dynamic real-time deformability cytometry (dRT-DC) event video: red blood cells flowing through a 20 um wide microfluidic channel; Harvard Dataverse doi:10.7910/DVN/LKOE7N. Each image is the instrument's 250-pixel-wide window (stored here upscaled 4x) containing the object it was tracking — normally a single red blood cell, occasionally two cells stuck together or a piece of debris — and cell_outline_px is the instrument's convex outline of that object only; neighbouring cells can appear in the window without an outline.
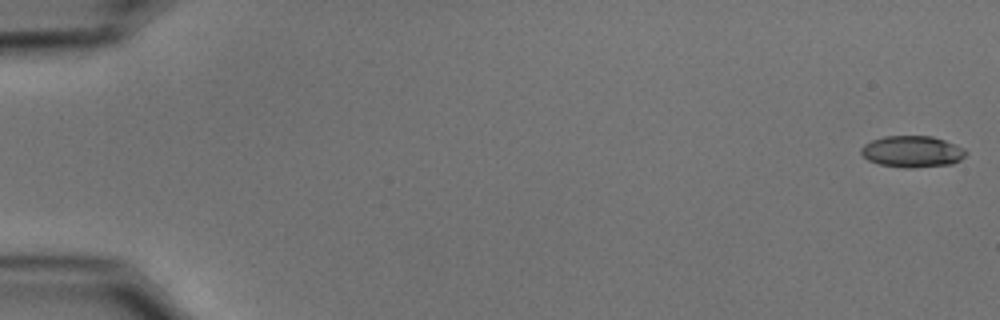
{"species": "common noctule bat (a hibernating species)", "species_latin": "Nyctalus noctula", "temperature_condition": "cold", "stored_images_in_passage": 54, "camera_frame_rate_fps": 3000, "um_per_image_px": 0.085, "animal": {"sex": "male", "body_mass_g": 15.6}, "frame": {"image": 1, "passage_image": 1, "time_ms": 0.0, "image_size_px": [1000, 320], "cell_outline_px": [[968, 152], [960, 160], [952, 164], [912, 168], [904, 168], [880, 164], [868, 160], [860, 152], [860, 148], [864, 144], [872, 140], [884, 136], [932, 136], [944, 140], [964, 148]], "centroid_in_image_um": [77.54, 12.88], "position_along_channel_um": 7.5, "area_um2": 19.25}}
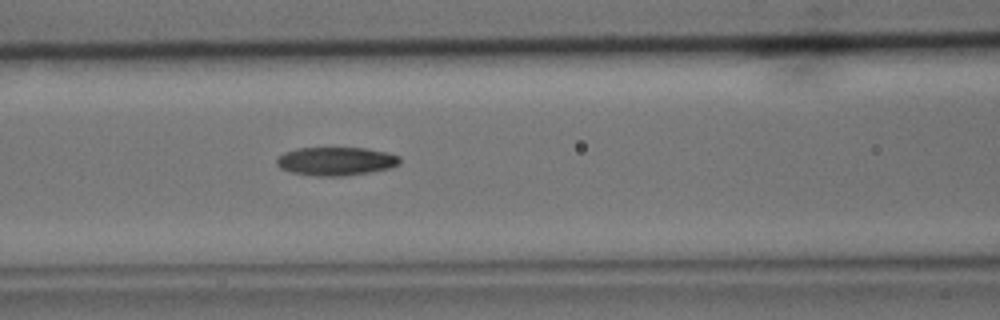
{"frame": {"image": 2, "passage_image": 24, "time_ms": 7.667, "image_size_px": [1000, 320], "cell_outline_px": [[400, 164], [388, 168], [368, 172], [344, 176], [316, 176], [292, 172], [280, 168], [276, 164], [276, 160], [284, 152], [296, 148], [364, 148], [388, 152], [400, 156]], "centroid_in_image_um": [28.55, 13.7], "position_along_channel_um": 138.0, "area_um2": 20.35}}
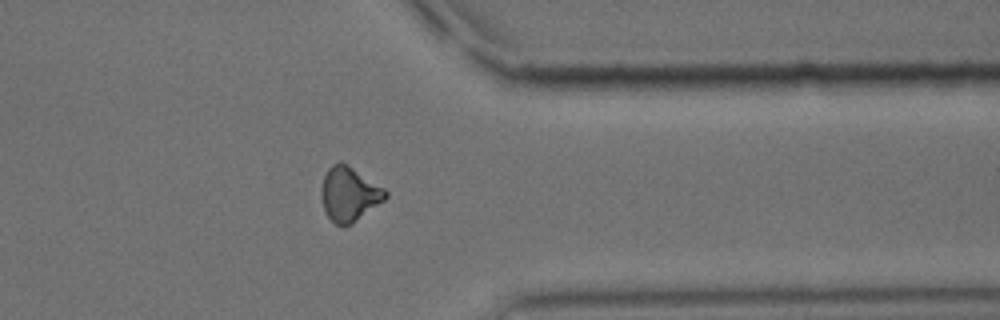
{"frame": {"image": 3, "passage_image": 44, "time_ms": 14.333, "image_size_px": [1000, 320], "cell_outline_px": [[388, 196], [384, 200], [352, 224], [344, 228], [336, 224], [324, 212], [320, 196], [320, 188], [324, 176], [328, 168], [332, 164], [340, 160], [348, 164], [384, 188], [388, 192]], "centroid_in_image_um": [29.65, 16.49], "position_along_channel_um": 381.7, "area_um2": 20.63}, "authors_computed_cell_mechanics": {"area_um2": 19.8543, "velocity_mm_per_s": 3.7432, "shape_relaxation_time_tau1_ms": 6.4342, "shape_relaxation_time_tau2_ms": 7.712, "deformation_change_tau1": 0.1524, "deformation_change_tau2": 0.1467}}